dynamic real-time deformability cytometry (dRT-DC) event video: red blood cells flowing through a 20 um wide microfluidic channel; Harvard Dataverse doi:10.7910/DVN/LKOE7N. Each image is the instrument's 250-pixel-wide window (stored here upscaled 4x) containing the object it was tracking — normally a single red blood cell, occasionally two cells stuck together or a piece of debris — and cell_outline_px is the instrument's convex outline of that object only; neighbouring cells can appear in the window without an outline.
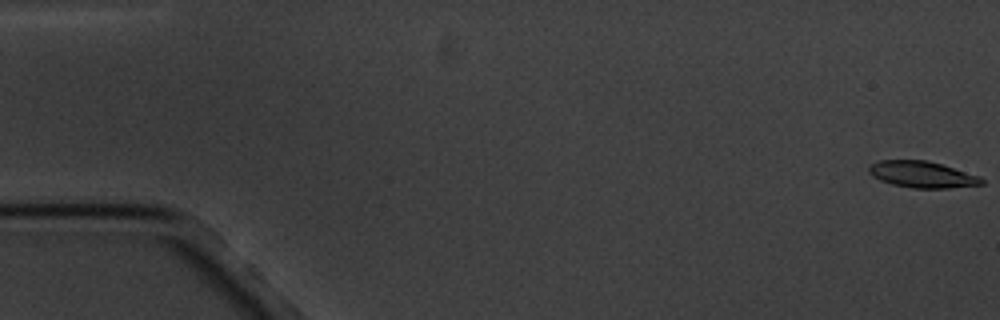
{"species": "common noctule bat (a hibernating species)", "species_latin": "Nyctalus noctula", "temperature_condition": "cold", "stored_images_in_passage": 8, "camera_frame_rate_fps": 3000, "um_per_image_px": 0.085, "animal": {"sex": "male", "body_mass_g": 20.1, "forearm_length_mm": 53.5}, "frame": {"image": 1, "passage_image": 1, "time_ms": 0.0, "image_size_px": [1000, 320], "cell_outline_px": [[984, 184], [948, 188], [912, 188], [892, 184], [880, 180], [872, 176], [868, 172], [868, 168], [872, 164], [880, 160], [928, 160], [980, 176], [984, 180]], "centroid_in_image_um": [78.38, 14.83], "position_along_channel_um": 6.6, "area_um2": 17.34}}
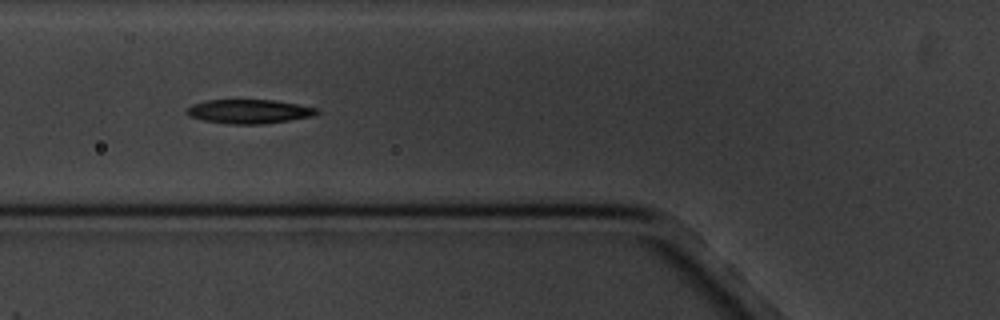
{"frame": {"image": 2, "passage_image": 7, "time_ms": 7.0, "image_size_px": [1000, 320], "cell_outline_px": [[320, 112], [312, 116], [288, 120], [260, 124], [228, 124], [204, 120], [188, 116], [184, 112], [192, 104], [208, 100], [272, 100], [320, 108]], "centroid_in_image_um": [21.16, 9.47], "position_along_channel_um": 104.6, "area_um2": 18.15}}
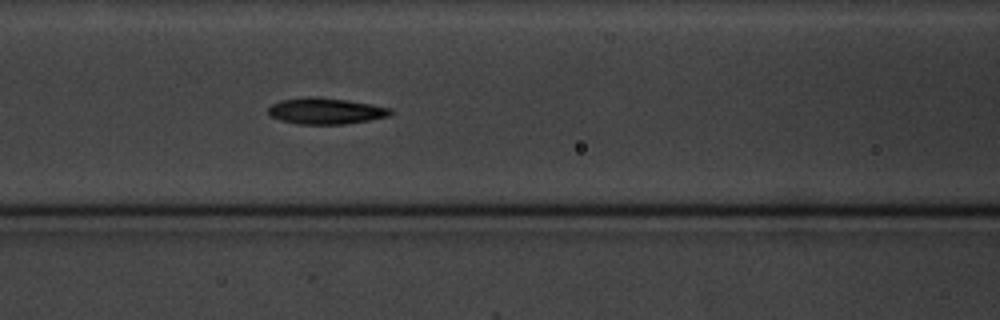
{"frame": {"image": 3, "passage_image": 8, "time_ms": 8.0, "image_size_px": [1000, 320], "cell_outline_px": [[396, 112], [388, 116], [368, 120], [344, 124], [296, 124], [280, 120], [268, 116], [268, 108], [272, 104], [280, 100], [308, 96], [316, 96], [348, 100], [392, 108]], "centroid_in_image_um": [27.67, 9.43], "position_along_channel_um": 138.9, "area_um2": 18.9}}